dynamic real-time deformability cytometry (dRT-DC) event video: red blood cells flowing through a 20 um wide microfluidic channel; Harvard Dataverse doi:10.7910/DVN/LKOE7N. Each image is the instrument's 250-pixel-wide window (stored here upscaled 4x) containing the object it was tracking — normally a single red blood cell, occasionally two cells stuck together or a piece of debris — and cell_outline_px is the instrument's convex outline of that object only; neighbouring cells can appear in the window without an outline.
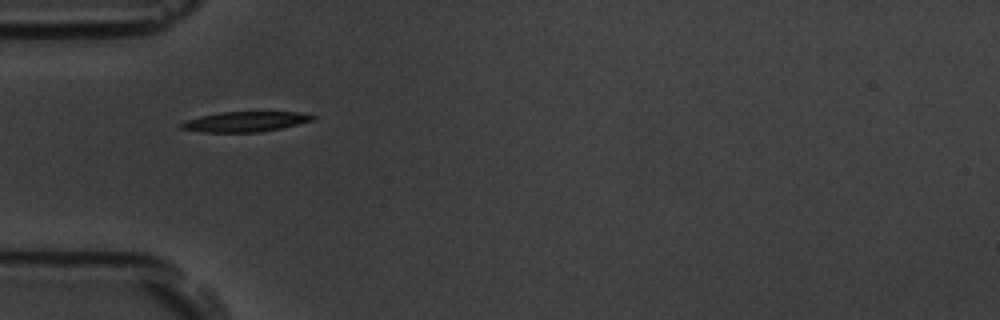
{"species": "common noctule bat (a hibernating species)", "species_latin": "Nyctalus noctula", "temperature_condition": "room temperature", "stored_images_in_passage": 6, "camera_frame_rate_fps": 3000, "um_per_image_px": 0.085, "animal": {"sex": "male", "body_mass_g": 19.5, "forearm_length_mm": 54.6}, "frame": {"image": 1, "passage_image": 5, "time_ms": 5.333, "image_size_px": [1000, 320], "cell_outline_px": [[316, 116], [312, 120], [280, 128], [260, 132], [200, 132], [180, 128], [176, 124], [184, 120], [200, 116], [220, 112], [304, 112]], "centroid_in_image_um": [20.76, 10.34], "position_along_channel_um": 64.2, "area_um2": 15.49}}
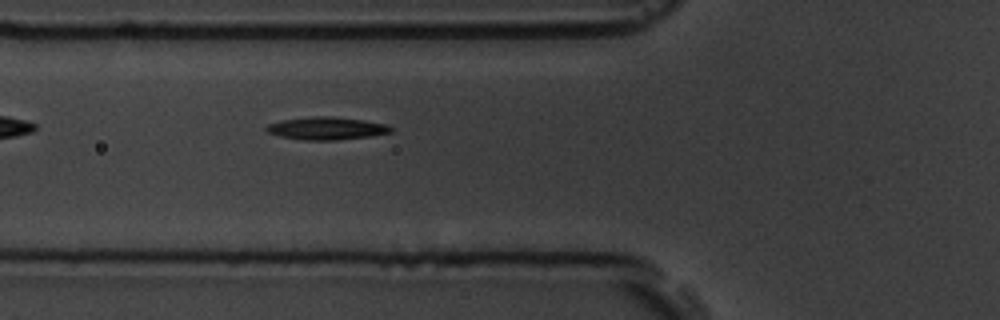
{"frame": {"image": 2, "passage_image": 6, "time_ms": 6.333, "image_size_px": [1000, 320], "cell_outline_px": [[396, 128], [392, 132], [368, 136], [336, 140], [304, 140], [280, 136], [268, 132], [264, 128], [268, 124], [280, 120], [312, 116], [332, 116], [364, 120], [388, 124]], "centroid_in_image_um": [27.78, 10.9], "position_along_channel_um": 98.0, "area_um2": 16.59}}